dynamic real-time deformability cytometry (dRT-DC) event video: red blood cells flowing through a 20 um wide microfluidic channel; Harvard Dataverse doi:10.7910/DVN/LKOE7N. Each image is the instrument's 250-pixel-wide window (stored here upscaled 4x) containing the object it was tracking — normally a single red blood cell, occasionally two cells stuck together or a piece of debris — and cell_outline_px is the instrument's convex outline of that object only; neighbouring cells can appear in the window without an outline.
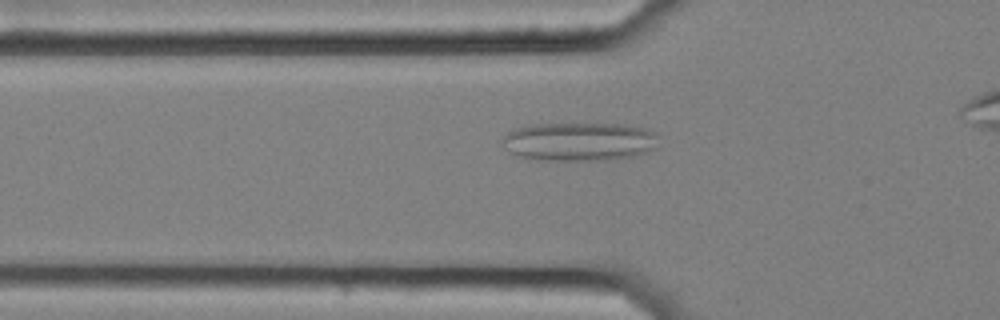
{"species": "common noctule bat (a hibernating species)", "species_latin": "Nyctalus noctula", "temperature_condition": "cold", "stored_images_in_passage": 43, "camera_frame_rate_fps": 3000, "um_per_image_px": 0.085, "animal": {"sex": "female", "body_mass_g": 25.1}, "frame": {"image": 1, "passage_image": 13, "time_ms": 4.0, "image_size_px": [1000, 320], "cell_outline_px": [[660, 148], [636, 156], [604, 160], [536, 160], [516, 156], [508, 152], [500, 144], [500, 140], [508, 132], [516, 128], [528, 124], [632, 124], [648, 128], [656, 132]], "centroid_in_image_um": [49.27, 12.03], "position_along_channel_um": 76.5, "area_um2": 36.18}}
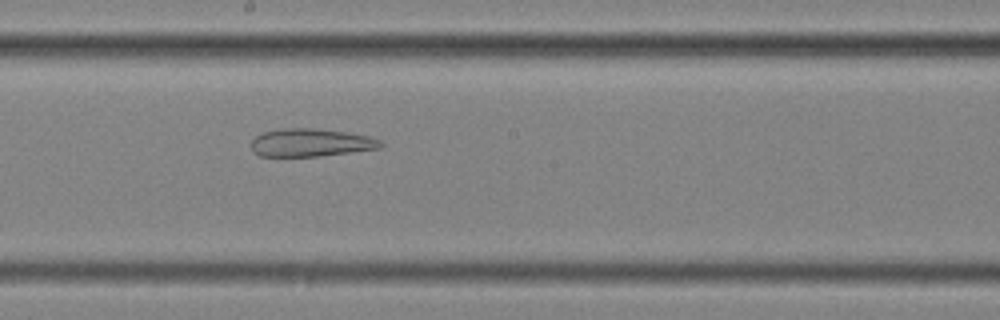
{"frame": {"image": 2, "passage_image": 25, "time_ms": 8.0, "image_size_px": [1000, 320], "cell_outline_px": [[384, 144], [380, 148], [320, 156], [260, 156], [252, 152], [252, 140], [256, 136], [264, 132], [284, 128], [316, 128], [344, 132], [368, 136], [380, 140]], "centroid_in_image_um": [26.4, 12.12], "position_along_channel_um": 221.8, "area_um2": 20.92}}